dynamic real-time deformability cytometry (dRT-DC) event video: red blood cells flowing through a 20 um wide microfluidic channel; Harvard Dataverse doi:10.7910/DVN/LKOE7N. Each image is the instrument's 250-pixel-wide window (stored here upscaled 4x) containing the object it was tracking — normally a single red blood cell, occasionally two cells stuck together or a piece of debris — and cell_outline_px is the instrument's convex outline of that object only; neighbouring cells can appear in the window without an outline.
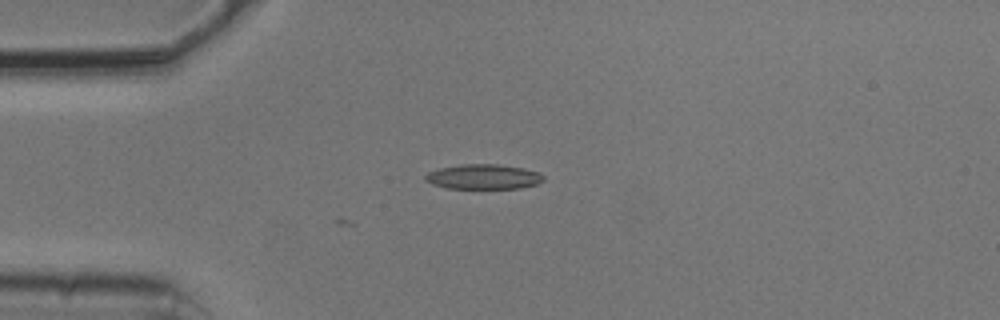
{"species": "common noctule bat (a hibernating species)", "species_latin": "Nyctalus noctula", "temperature_condition": "cold", "stored_images_in_passage": 3, "camera_frame_rate_fps": 3000, "um_per_image_px": 0.085, "animal": {"sex": "male", "body_mass_g": 20.5, "forearm_length_mm": 52.5}, "frame": {"image": 1, "passage_image": 3, "time_ms": 0.667, "image_size_px": [1000, 320], "cell_outline_px": [[544, 180], [536, 184], [520, 188], [448, 188], [432, 184], [424, 180], [424, 176], [428, 172], [440, 168], [460, 164], [496, 164], [524, 168], [540, 172], [544, 176]], "centroid_in_image_um": [41.09, 15.01], "position_along_channel_um": 43.9, "area_um2": 17.17}}